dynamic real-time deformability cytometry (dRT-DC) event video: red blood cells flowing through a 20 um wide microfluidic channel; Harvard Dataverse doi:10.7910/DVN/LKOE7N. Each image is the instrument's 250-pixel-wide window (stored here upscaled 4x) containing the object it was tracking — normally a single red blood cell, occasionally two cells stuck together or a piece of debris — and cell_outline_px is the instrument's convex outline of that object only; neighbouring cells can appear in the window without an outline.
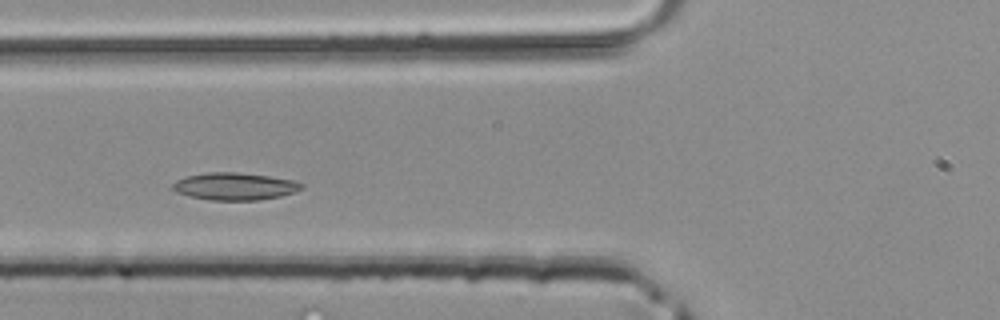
{"species": "common noctule bat (a hibernating species)", "species_latin": "Nyctalus noctula", "temperature_condition": "room temperature", "stored_images_in_passage": 38, "camera_frame_rate_fps": 3000, "um_per_image_px": 0.085, "animal": {"sex": "male", "body_mass_g": 20.4}, "frame": {"image": 1, "passage_image": 10, "time_ms": 3.0, "image_size_px": [1000, 320], "cell_outline_px": [[304, 188], [296, 192], [280, 196], [256, 200], [212, 200], [192, 196], [176, 192], [172, 188], [172, 184], [176, 180], [184, 176], [208, 172], [236, 172], [268, 176], [292, 180], [304, 184]], "centroid_in_image_um": [19.95, 15.83], "position_along_channel_um": 105.8, "area_um2": 20.46}}
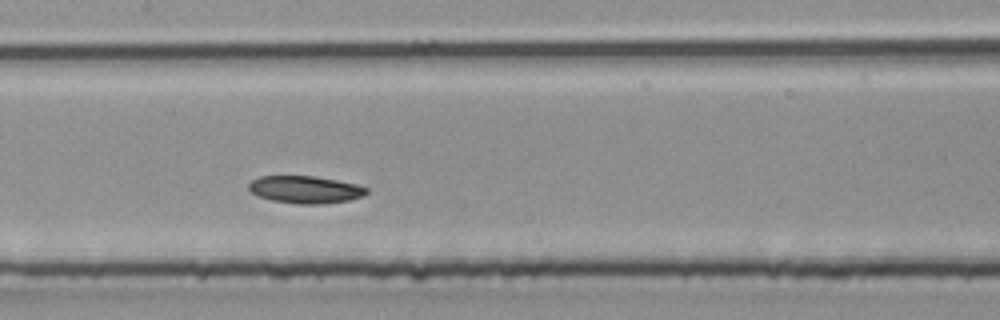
{"frame": {"image": 2, "passage_image": 15, "time_ms": 4.667, "image_size_px": [1000, 320], "cell_outline_px": [[368, 192], [364, 196], [348, 200], [320, 204], [296, 204], [272, 200], [260, 196], [252, 192], [248, 188], [248, 184], [252, 180], [260, 176], [312, 176], [336, 180], [356, 184], [368, 188]], "centroid_in_image_um": [25.96, 16.11], "position_along_channel_um": 181.4, "area_um2": 18.67}}
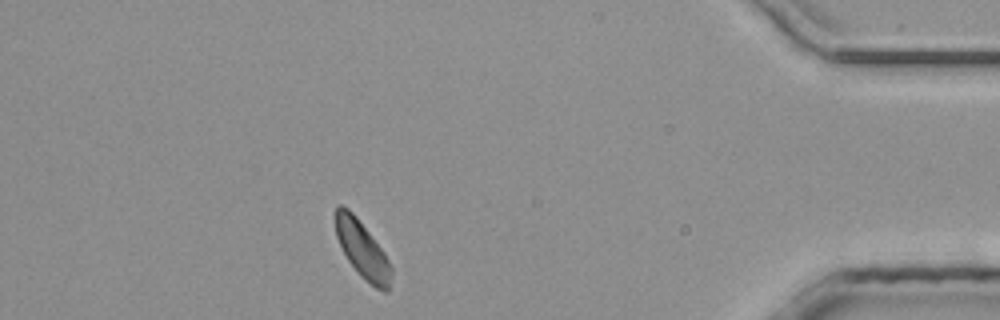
{"frame": {"image": 3, "passage_image": 33, "time_ms": 10.667, "image_size_px": [1000, 320], "cell_outline_px": [[392, 276], [388, 292], [384, 292], [376, 288], [364, 280], [360, 276], [348, 260], [336, 236], [336, 204], [340, 204], [348, 208], [356, 216], [384, 252], [392, 268]], "centroid_in_image_um": [30.82, 21.25], "position_along_channel_um": 404.4, "area_um2": 18.38}}